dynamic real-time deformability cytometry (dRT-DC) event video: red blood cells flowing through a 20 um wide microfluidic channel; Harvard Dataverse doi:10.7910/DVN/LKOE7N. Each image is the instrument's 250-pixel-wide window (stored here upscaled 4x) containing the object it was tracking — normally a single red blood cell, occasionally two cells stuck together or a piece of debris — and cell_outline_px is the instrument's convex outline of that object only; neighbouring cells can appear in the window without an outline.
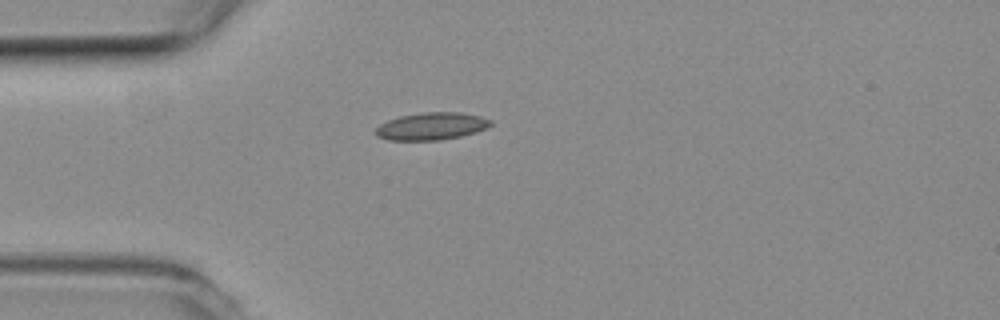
{"species": "common noctule bat (a hibernating species)", "species_latin": "Nyctalus noctula", "temperature_condition": "room temperature", "stored_images_in_passage": 41, "camera_frame_rate_fps": 3000, "um_per_image_px": 0.085, "animal": {"sex": "female", "body_mass_g": 19.3, "forearm_length_mm": 54.1}, "frame": {"image": 1, "passage_image": 1, "time_ms": 0.0, "image_size_px": [1000, 320], "cell_outline_px": [[492, 124], [476, 132], [460, 136], [440, 140], [388, 140], [376, 136], [376, 128], [380, 124], [388, 120], [400, 116], [424, 112], [460, 112], [480, 116], [492, 120]], "centroid_in_image_um": [36.67, 10.72], "position_along_channel_um": 48.3, "area_um2": 18.26}}
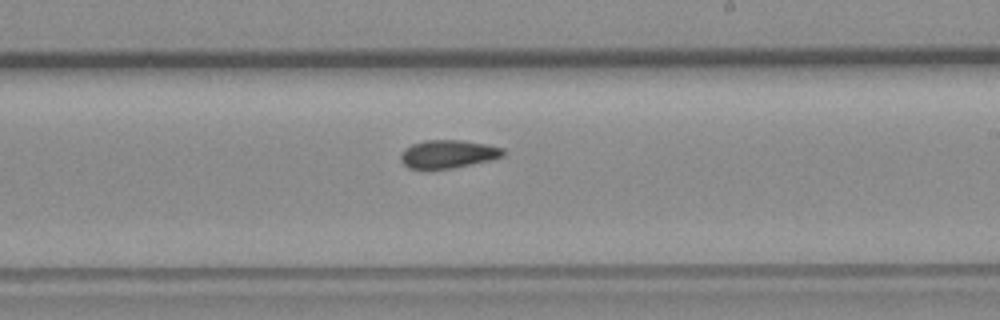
{"frame": {"image": 2, "passage_image": 18, "time_ms": 5.667, "image_size_px": [1000, 320], "cell_outline_px": [[504, 156], [472, 164], [452, 168], [408, 168], [400, 160], [400, 152], [404, 148], [412, 144], [424, 140], [460, 140], [484, 144], [504, 148]], "centroid_in_image_um": [38.04, 13.08], "position_along_channel_um": 251.0, "area_um2": 16.65}}
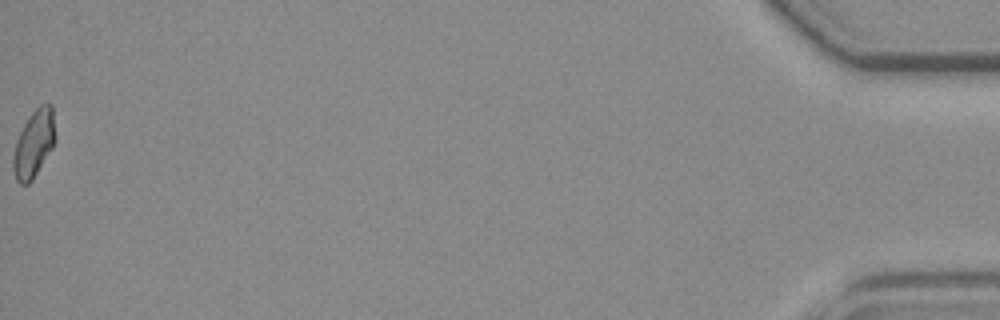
{"frame": {"image": 3, "passage_image": 41, "time_ms": 13.333, "image_size_px": [1000, 320], "cell_outline_px": [[56, 140], [52, 148], [32, 180], [28, 184], [20, 184], [16, 180], [12, 168], [12, 156], [16, 140], [28, 116], [40, 104], [52, 104], [56, 136]], "centroid_in_image_um": [2.88, 12.2], "position_along_channel_um": 432.3, "area_um2": 16.65}, "authors_computed_cell_mechanics": {"area_um2": 16.6464, "velocity_mm_per_s": 3.7876, "shape_relaxation_time_tau1_ms": null, "shape_relaxation_time_tau2_ms": 7.8539, "deformation_change_tau1": null, "deformation_change_tau2": 0.1148}}